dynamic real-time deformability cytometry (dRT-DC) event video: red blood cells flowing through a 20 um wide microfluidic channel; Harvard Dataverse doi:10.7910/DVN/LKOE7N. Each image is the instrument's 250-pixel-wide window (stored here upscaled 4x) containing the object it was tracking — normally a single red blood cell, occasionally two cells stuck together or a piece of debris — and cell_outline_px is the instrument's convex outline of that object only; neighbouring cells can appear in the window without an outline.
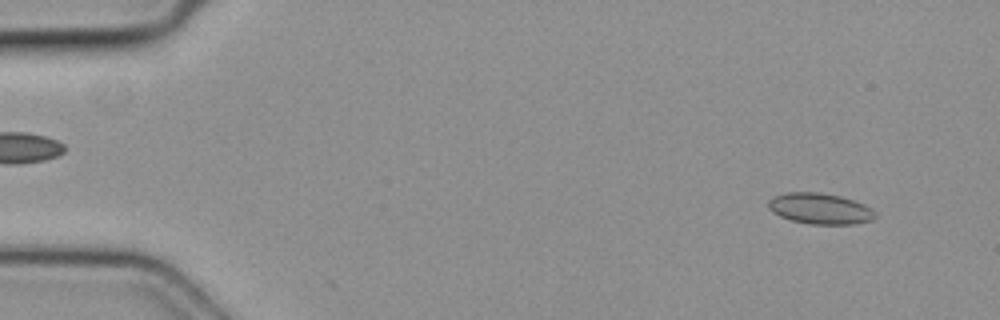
{"species": "common noctule bat (a hibernating species)", "species_latin": "Nyctalus noctula", "temperature_condition": "cold", "stored_images_in_passage": 52, "camera_frame_rate_fps": 3000, "um_per_image_px": 0.085, "animal": {"sex": "female", "body_mass_g": 19.3, "forearm_length_mm": 54.1}, "frame": {"image": 1, "passage_image": 4, "time_ms": 1.0, "image_size_px": [1000, 320], "cell_outline_px": [[876, 216], [872, 220], [856, 224], [808, 224], [792, 220], [780, 216], [772, 212], [768, 208], [768, 200], [772, 196], [784, 192], [820, 192], [840, 196], [864, 204], [872, 208], [876, 212]], "centroid_in_image_um": [69.69, 17.73], "position_along_channel_um": 15.3, "area_um2": 19.48}}
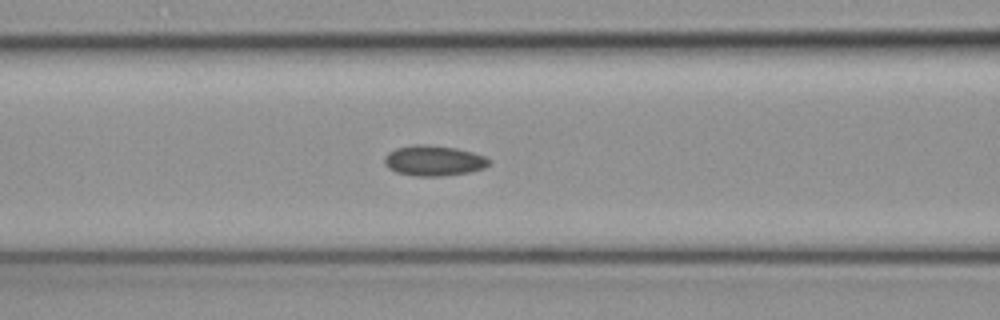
{"frame": {"image": 2, "passage_image": 22, "time_ms": 7.0, "image_size_px": [1000, 320], "cell_outline_px": [[492, 160], [484, 168], [472, 172], [440, 176], [412, 176], [396, 172], [388, 168], [384, 164], [384, 156], [388, 152], [396, 148], [416, 144], [420, 144], [456, 148], [472, 152], [484, 156]], "centroid_in_image_um": [36.85, 13.66], "position_along_channel_um": 129.8, "area_um2": 18.61}}
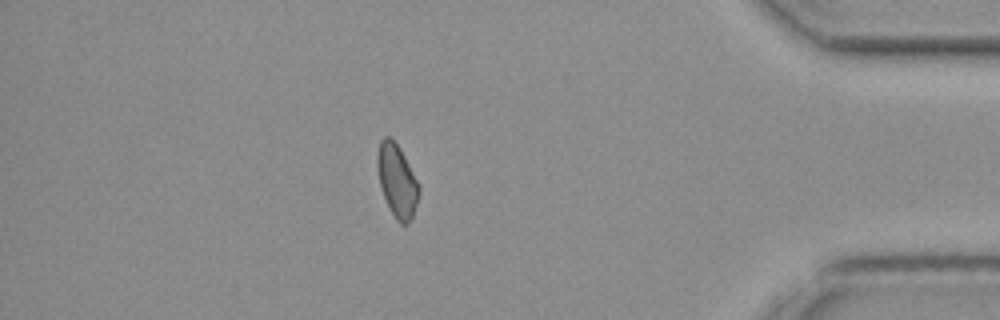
{"frame": {"image": 3, "passage_image": 46, "time_ms": 15.0, "image_size_px": [1000, 320], "cell_outline_px": [[420, 192], [412, 216], [408, 224], [400, 224], [396, 220], [380, 188], [376, 164], [376, 156], [380, 140], [384, 136], [388, 136], [400, 148], [420, 188]], "centroid_in_image_um": [33.72, 15.35], "position_along_channel_um": 401.5, "area_um2": 17.4}}